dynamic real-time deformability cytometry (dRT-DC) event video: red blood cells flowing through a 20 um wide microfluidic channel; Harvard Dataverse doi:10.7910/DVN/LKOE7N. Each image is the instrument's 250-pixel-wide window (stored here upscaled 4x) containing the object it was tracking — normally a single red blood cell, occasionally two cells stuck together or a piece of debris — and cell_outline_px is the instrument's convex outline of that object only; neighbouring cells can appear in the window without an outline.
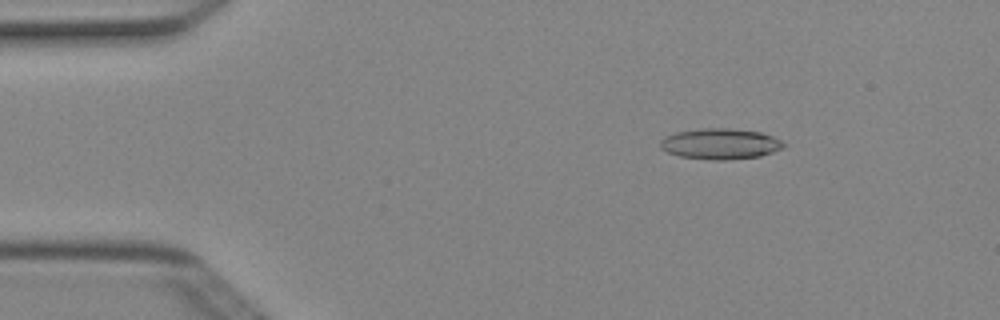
{"species": "Egyptian fruit bat (a non-hibernating species)", "species_latin": "Rousettus aegyptiacus", "temperature_condition": "cold", "stored_images_in_passage": 3, "camera_frame_rate_fps": 3000, "um_per_image_px": 0.085, "animal": {"sex": "female"}, "frame": {"image": 1, "passage_image": 1, "time_ms": 0.0, "image_size_px": [1000, 320], "cell_outline_px": [[784, 148], [760, 156], [724, 160], [712, 160], [680, 156], [668, 152], [660, 148], [660, 140], [664, 136], [676, 132], [704, 128], [728, 128], [760, 132], [772, 136], [780, 140], [784, 144]], "centroid_in_image_um": [61.2, 12.22], "position_along_channel_um": 23.8, "area_um2": 22.02}}